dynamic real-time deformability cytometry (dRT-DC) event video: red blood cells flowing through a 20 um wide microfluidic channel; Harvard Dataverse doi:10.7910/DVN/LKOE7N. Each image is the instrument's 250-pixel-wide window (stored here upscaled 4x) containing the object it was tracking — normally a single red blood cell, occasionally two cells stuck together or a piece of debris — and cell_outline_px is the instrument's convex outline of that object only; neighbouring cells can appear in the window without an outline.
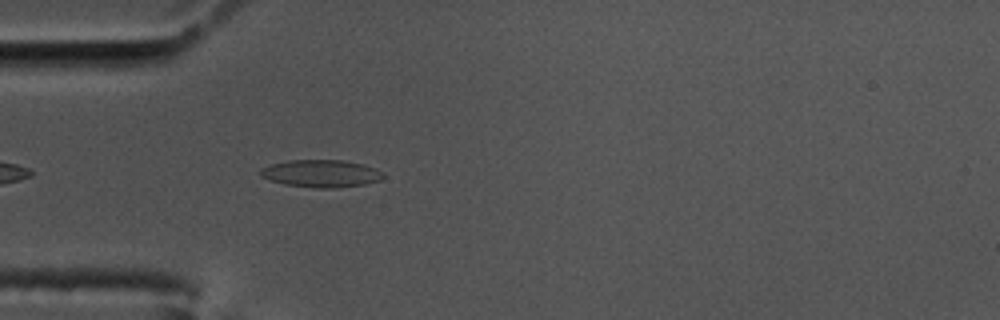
{"species": "common noctule bat (a hibernating species)", "species_latin": "Nyctalus noctula", "temperature_condition": "cold", "stored_images_in_passage": 45, "camera_frame_rate_fps": 3000, "um_per_image_px": 0.085, "animal": {"sex": "male", "body_mass_g": 17.5, "forearm_length_mm": 52.3}, "frame": {"image": 1, "passage_image": 4, "time_ms": 1.0, "image_size_px": [1000, 320], "cell_outline_px": [[384, 176], [380, 180], [364, 184], [332, 188], [316, 188], [284, 184], [260, 176], [260, 168], [272, 164], [288, 160], [340, 160], [364, 164], [376, 168], [384, 172]], "centroid_in_image_um": [27.31, 14.74], "position_along_channel_um": 57.7, "area_um2": 19.59}}
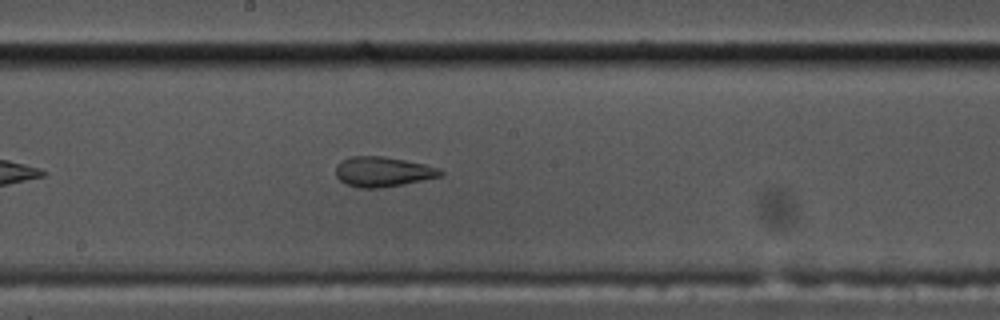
{"frame": {"image": 2, "passage_image": 18, "time_ms": 5.667, "image_size_px": [1000, 320], "cell_outline_px": [[444, 176], [380, 188], [360, 188], [344, 184], [336, 176], [336, 164], [340, 160], [348, 156], [384, 156], [424, 164], [440, 168], [444, 172]], "centroid_in_image_um": [32.52, 14.59], "position_along_channel_um": 215.7, "area_um2": 18.5}}
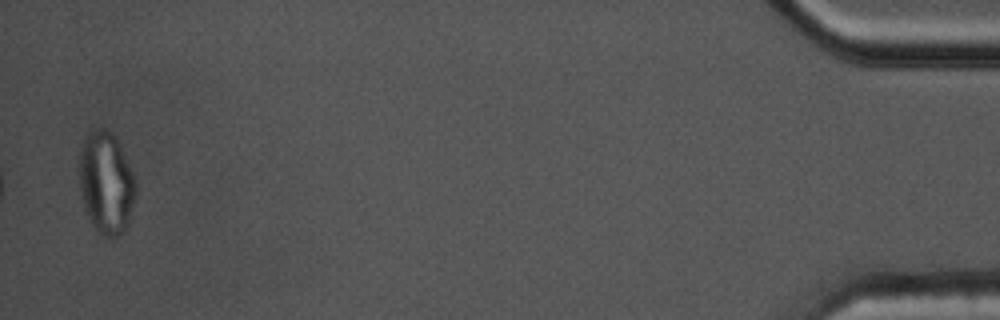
{"frame": {"image": 3, "passage_image": 44, "time_ms": 14.333, "image_size_px": [1000, 320], "cell_outline_px": [[136, 196], [128, 228], [120, 236], [100, 236], [96, 232], [84, 208], [80, 192], [80, 148], [88, 132], [92, 128], [104, 128], [112, 132], [116, 136], [136, 180]], "centroid_in_image_um": [9.04, 15.57], "position_along_channel_um": 426.2, "area_um2": 34.22}, "authors_computed_cell_mechanics": {"area_um2": 19.5942, "velocity_mm_per_s": 3.4592, "shape_relaxation_time_tau1_ms": null, "shape_relaxation_time_tau2_ms": 1.2946, "deformation_change_tau1": null, "deformation_change_tau2": 0.072}}